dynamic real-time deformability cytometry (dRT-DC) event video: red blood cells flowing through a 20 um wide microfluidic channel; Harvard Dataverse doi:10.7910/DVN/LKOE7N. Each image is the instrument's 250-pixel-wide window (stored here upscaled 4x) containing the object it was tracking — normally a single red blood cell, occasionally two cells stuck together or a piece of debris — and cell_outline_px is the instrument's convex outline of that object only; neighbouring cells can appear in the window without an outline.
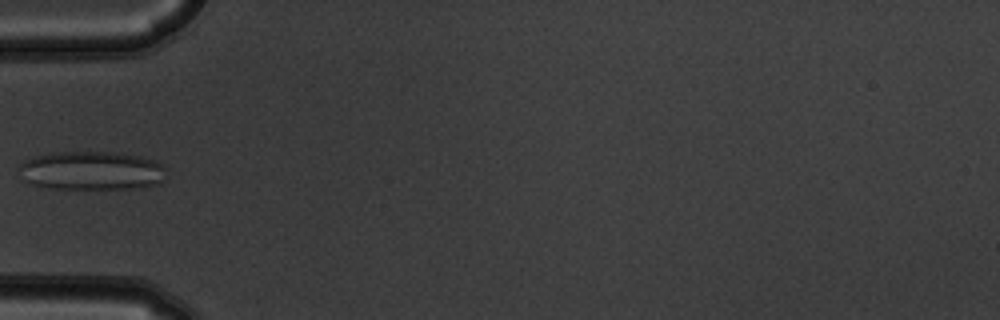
{"species": "common noctule bat (a hibernating species)", "species_latin": "Nyctalus noctula", "temperature_condition": "warm", "stored_images_in_passage": 5, "camera_frame_rate_fps": 3000, "um_per_image_px": 0.085, "animal": {"sex": "male", "body_mass_g": 19.5, "forearm_length_mm": 54.6}, "frame": {"image": 1, "passage_image": 4, "time_ms": 1.0, "image_size_px": [1000, 320], "cell_outline_px": [[168, 168], [164, 180], [160, 184], [140, 188], [52, 188], [32, 184], [24, 180], [20, 168], [20, 164], [24, 160], [36, 156], [52, 152], [116, 152], [140, 156], [156, 160], [164, 164]], "centroid_in_image_um": [7.88, 14.49], "position_along_channel_um": 77.1, "area_um2": 33.52}}
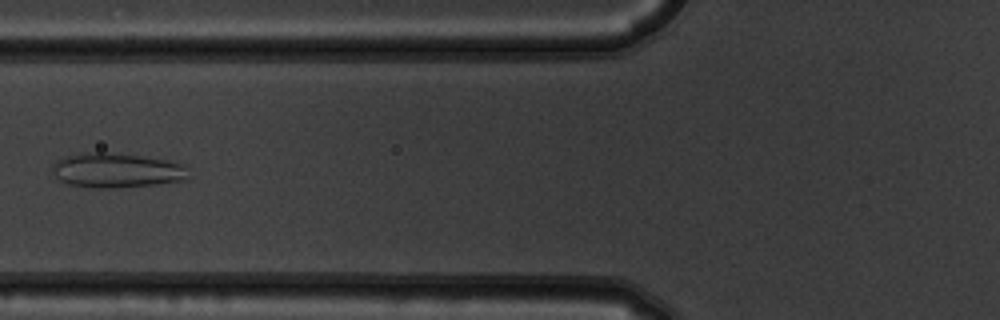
{"frame": {"image": 2, "passage_image": 5, "time_ms": 1.333, "image_size_px": [1000, 320], "cell_outline_px": [[184, 176], [180, 180], [156, 184], [112, 188], [92, 188], [68, 184], [60, 180], [52, 172], [52, 164], [64, 156], [92, 152], [96, 152], [140, 156], [168, 160], [184, 164]], "centroid_in_image_um": [9.82, 14.48], "position_along_channel_um": 116.0, "area_um2": 26.88}}